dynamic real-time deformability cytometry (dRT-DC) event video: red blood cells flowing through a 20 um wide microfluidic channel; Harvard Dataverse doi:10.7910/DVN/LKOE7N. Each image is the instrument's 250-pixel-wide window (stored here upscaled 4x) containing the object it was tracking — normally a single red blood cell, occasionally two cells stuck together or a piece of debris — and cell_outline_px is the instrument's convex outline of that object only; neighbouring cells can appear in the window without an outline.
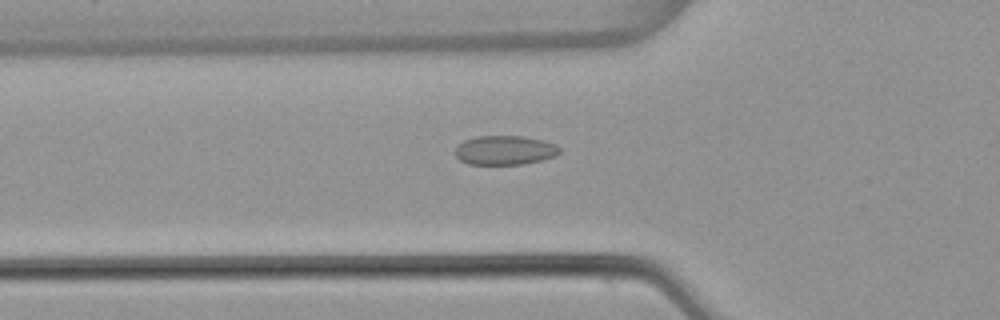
{"species": "common noctule bat (a hibernating species)", "species_latin": "Nyctalus noctula", "temperature_condition": "warm", "stored_images_in_passage": 54, "camera_frame_rate_fps": 3000, "um_per_image_px": 0.085, "animal": {"sex": "female", "body_mass_g": 22.7, "forearm_length_mm": 54.2}, "frame": {"image": 1, "passage_image": 19, "time_ms": 6.0, "image_size_px": [1000, 320], "cell_outline_px": [[560, 152], [552, 156], [540, 160], [520, 164], [468, 164], [460, 160], [456, 156], [456, 148], [464, 140], [476, 136], [524, 136], [544, 140], [556, 144], [560, 148]], "centroid_in_image_um": [42.9, 12.75], "position_along_channel_um": 82.9, "area_um2": 17.63}}
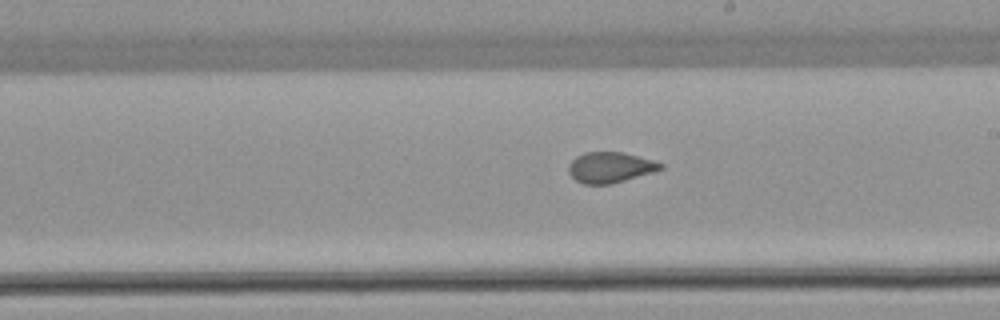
{"frame": {"image": 2, "passage_image": 31, "time_ms": 10.0, "image_size_px": [1000, 320], "cell_outline_px": [[664, 168], [652, 172], [612, 184], [584, 184], [576, 180], [568, 172], [568, 164], [576, 156], [584, 152], [624, 152], [652, 160], [664, 164]], "centroid_in_image_um": [51.85, 14.22], "position_along_channel_um": 237.2, "area_um2": 16.42}}
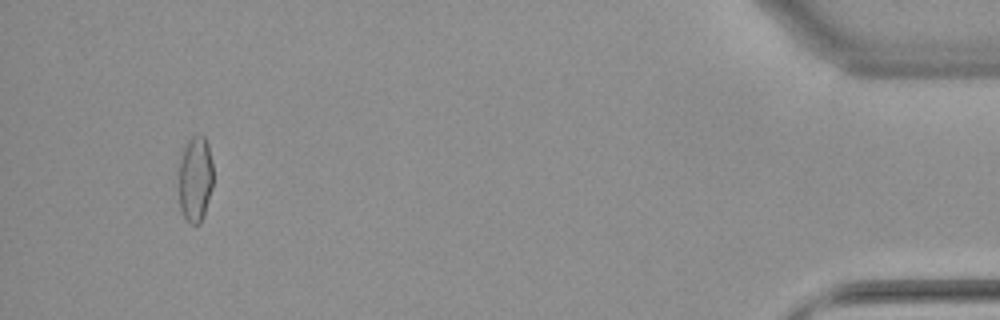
{"frame": {"image": 3, "passage_image": 51, "time_ms": 16.667, "image_size_px": [1000, 320], "cell_outline_px": [[212, 188], [204, 216], [200, 224], [188, 224], [180, 208], [180, 152], [188, 140], [192, 136], [204, 136], [208, 144], [212, 164]], "centroid_in_image_um": [16.6, 15.22], "position_along_channel_um": 418.6, "area_um2": 17.22}, "authors_computed_cell_mechanics": {"area_um2": 17.4556, "velocity_mm_per_s": 3.8446, "shape_relaxation_time_tau1_ms": null, "shape_relaxation_time_tau2_ms": 0.8699, "deformation_change_tau1": null, "deformation_change_tau2": 0.0396}}